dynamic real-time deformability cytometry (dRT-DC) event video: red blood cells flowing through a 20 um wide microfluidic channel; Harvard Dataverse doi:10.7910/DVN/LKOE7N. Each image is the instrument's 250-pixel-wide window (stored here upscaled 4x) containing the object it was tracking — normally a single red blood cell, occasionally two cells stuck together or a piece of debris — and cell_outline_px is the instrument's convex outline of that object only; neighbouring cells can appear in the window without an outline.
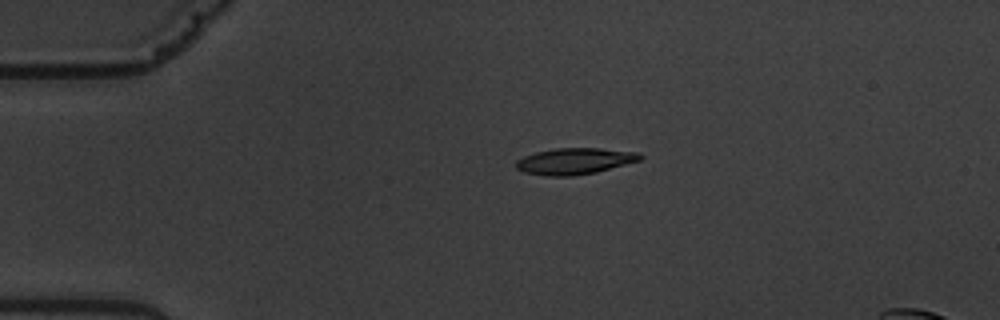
{"species": "common noctule bat (a hibernating species)", "species_latin": "Nyctalus noctula", "temperature_condition": "warm", "stored_images_in_passage": 5, "camera_frame_rate_fps": 3000, "um_per_image_px": 0.085, "animal": {"sex": "male", "body_mass_g": 19.5, "forearm_length_mm": 54.6}, "frame": {"image": 1, "passage_image": 5, "time_ms": 6.0, "image_size_px": [1000, 320], "cell_outline_px": [[644, 156], [640, 160], [596, 172], [572, 176], [544, 176], [524, 172], [516, 168], [516, 160], [524, 156], [536, 152], [556, 148], [600, 148], [640, 152]], "centroid_in_image_um": [48.85, 13.69], "position_along_channel_um": 36.1, "area_um2": 19.07}}